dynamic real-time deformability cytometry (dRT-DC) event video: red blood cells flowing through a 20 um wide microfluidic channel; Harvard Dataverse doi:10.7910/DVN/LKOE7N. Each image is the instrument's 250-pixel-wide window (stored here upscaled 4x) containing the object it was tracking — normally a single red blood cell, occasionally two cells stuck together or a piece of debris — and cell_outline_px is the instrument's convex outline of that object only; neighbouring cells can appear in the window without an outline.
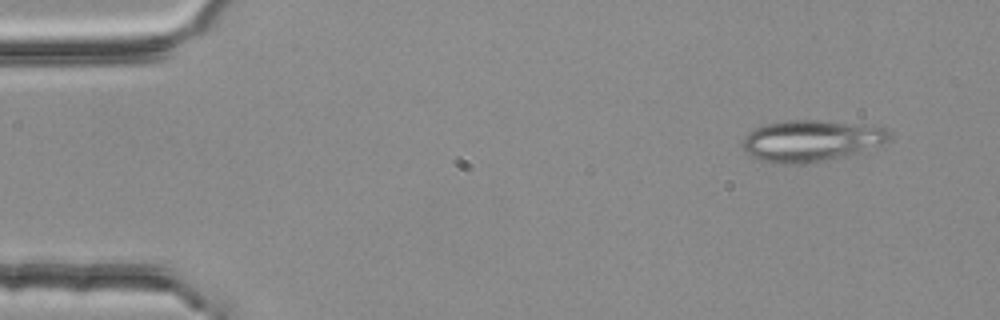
{"species": "common noctule bat (a hibernating species)", "species_latin": "Nyctalus noctula", "temperature_condition": "room temperature", "stored_images_in_passage": 4, "camera_frame_rate_fps": 3000, "um_per_image_px": 0.085, "animal": {"sex": "female", "body_mass_g": 25.1}, "frame": {"image": 1, "passage_image": 1, "time_ms": 0.0, "image_size_px": [1000, 320], "cell_outline_px": [[888, 140], [880, 144], [860, 152], [844, 156], [824, 160], [796, 164], [784, 164], [764, 160], [748, 152], [740, 144], [744, 136], [748, 132], [764, 124], [792, 120], [816, 120], [884, 128], [888, 132]], "centroid_in_image_um": [68.88, 11.96], "position_along_channel_um": 16.1, "area_um2": 34.33}}